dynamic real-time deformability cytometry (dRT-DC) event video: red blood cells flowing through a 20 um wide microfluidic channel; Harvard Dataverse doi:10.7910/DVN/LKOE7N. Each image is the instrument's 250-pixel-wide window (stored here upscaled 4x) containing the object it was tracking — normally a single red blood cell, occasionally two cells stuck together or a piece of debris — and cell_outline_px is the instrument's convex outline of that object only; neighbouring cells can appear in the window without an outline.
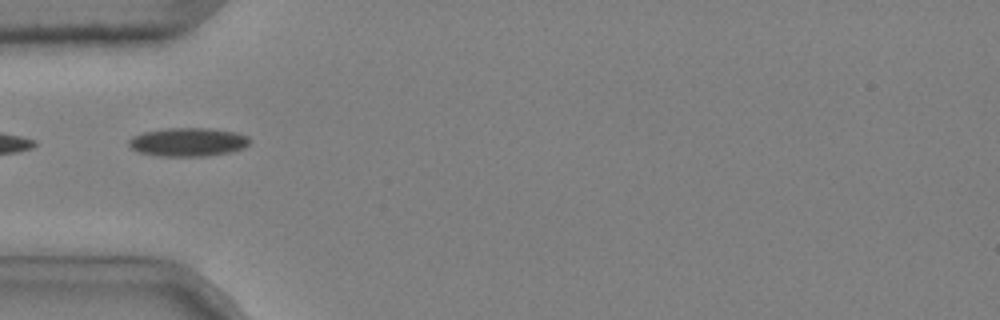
{"species": "common noctule bat (a hibernating species)", "species_latin": "Nyctalus noctula", "temperature_condition": "cold", "stored_images_in_passage": 3, "camera_frame_rate_fps": 3000, "um_per_image_px": 0.085, "animal": {"sex": "male", "body_mass_g": 20.4}, "frame": {"image": 1, "passage_image": 2, "time_ms": 0.333, "image_size_px": [1000, 320], "cell_outline_px": [[252, 140], [244, 148], [228, 152], [204, 156], [156, 156], [136, 152], [128, 144], [128, 140], [132, 136], [144, 132], [168, 128], [208, 128], [236, 132], [248, 136]], "centroid_in_image_um": [15.96, 12.07], "position_along_channel_um": 69.0, "area_um2": 20.23}}